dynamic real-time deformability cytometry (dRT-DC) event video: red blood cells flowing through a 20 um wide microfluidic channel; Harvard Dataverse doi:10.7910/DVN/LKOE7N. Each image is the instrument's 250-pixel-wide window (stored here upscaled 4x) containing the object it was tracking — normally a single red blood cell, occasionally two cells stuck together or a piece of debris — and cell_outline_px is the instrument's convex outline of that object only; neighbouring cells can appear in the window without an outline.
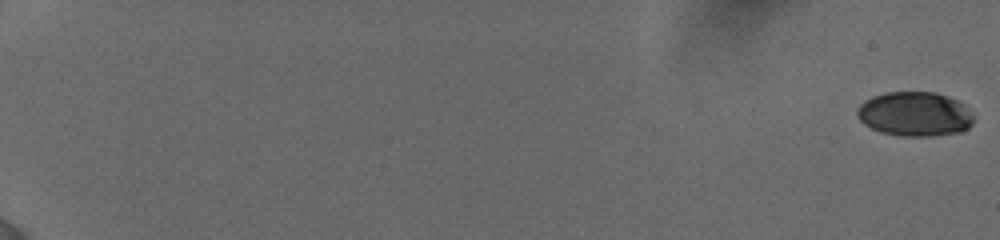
{"species": "human", "species_latin": "Homo sapiens", "temperature_condition": "cold", "stored_images_in_passage": 16, "camera_frame_rate_fps": 3000, "um_per_image_px": 0.085, "donor": {"sex": "female"}, "frame": {"image": 1, "passage_image": 1, "time_ms": 0.0, "image_size_px": [1000, 240], "cell_outline_px": [[972, 124], [968, 128], [960, 132], [932, 136], [900, 136], [880, 132], [864, 124], [860, 120], [856, 112], [860, 104], [864, 100], [872, 96], [888, 92], [936, 92], [948, 96], [964, 104], [972, 116]], "centroid_in_image_um": [77.74, 9.69], "position_along_channel_um": 7.3, "area_um2": 30.17}}
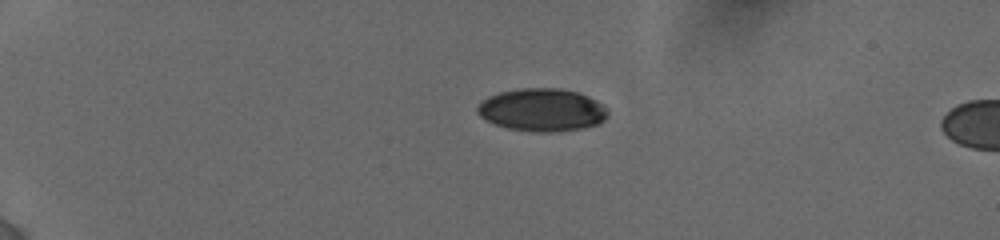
{"frame": {"image": 2, "passage_image": 12, "time_ms": 5.0, "image_size_px": [1000, 240], "cell_outline_px": [[608, 116], [600, 124], [584, 128], [560, 132], [532, 132], [508, 128], [484, 120], [476, 112], [476, 108], [488, 96], [500, 92], [520, 88], [560, 88], [580, 92], [596, 100], [608, 112]], "centroid_in_image_um": [46.08, 9.35], "position_along_channel_um": 38.9, "area_um2": 32.77}}